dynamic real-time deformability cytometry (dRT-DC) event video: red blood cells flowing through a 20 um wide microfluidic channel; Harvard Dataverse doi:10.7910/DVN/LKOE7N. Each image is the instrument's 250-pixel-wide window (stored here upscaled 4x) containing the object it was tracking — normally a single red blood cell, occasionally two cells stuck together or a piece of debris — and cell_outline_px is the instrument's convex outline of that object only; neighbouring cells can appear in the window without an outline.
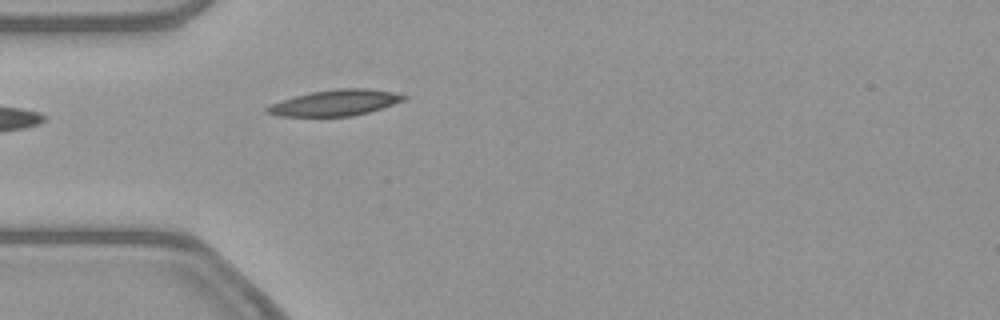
{"species": "common noctule bat (a hibernating species)", "species_latin": "Nyctalus noctula", "temperature_condition": "warm", "stored_images_in_passage": 9, "camera_frame_rate_fps": 3000, "um_per_image_px": 0.085, "animal": {"sex": "female", "body_mass_g": 21.9}, "frame": {"image": 1, "passage_image": 1, "time_ms": 0.0, "image_size_px": [1000, 320], "cell_outline_px": [[408, 96], [404, 100], [368, 112], [352, 116], [276, 116], [264, 112], [264, 108], [280, 100], [312, 92], [336, 88], [368, 88], [392, 92]], "centroid_in_image_um": [28.44, 8.73], "position_along_channel_um": 56.6, "area_um2": 20.52}}
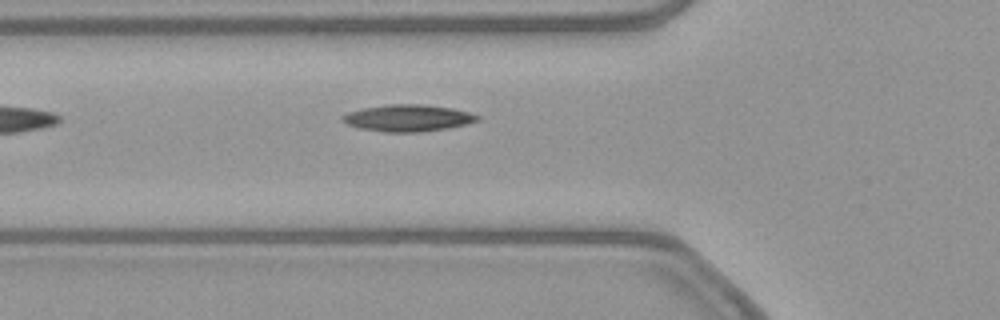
{"frame": {"image": 2, "passage_image": 4, "time_ms": 1.0, "image_size_px": [1000, 320], "cell_outline_px": [[480, 120], [468, 124], [448, 128], [420, 132], [384, 132], [360, 128], [348, 124], [340, 120], [340, 116], [348, 112], [364, 108], [388, 104], [420, 104], [452, 108], [468, 112], [480, 116]], "centroid_in_image_um": [34.67, 10.03], "position_along_channel_um": 91.1, "area_um2": 21.1}}